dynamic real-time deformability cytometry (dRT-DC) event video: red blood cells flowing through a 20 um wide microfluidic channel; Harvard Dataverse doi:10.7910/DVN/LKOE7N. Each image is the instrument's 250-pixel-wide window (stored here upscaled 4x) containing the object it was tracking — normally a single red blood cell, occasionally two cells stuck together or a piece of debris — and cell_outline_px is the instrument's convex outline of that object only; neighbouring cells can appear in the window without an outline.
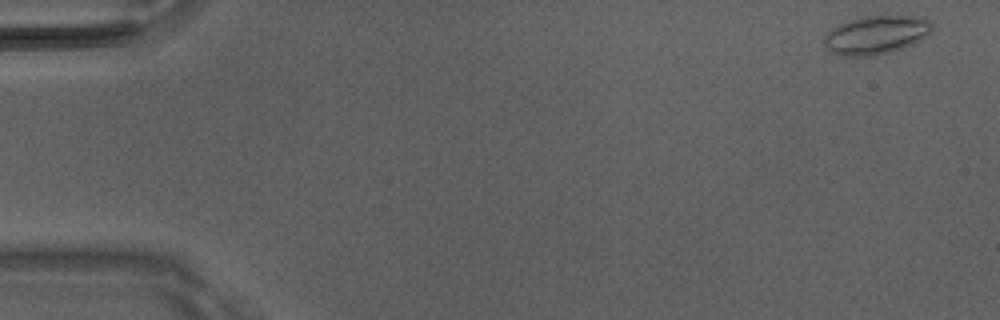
{"species": "Egyptian fruit bat (a non-hibernating species)", "species_latin": "Rousettus aegyptiacus", "temperature_condition": "room temperature", "stored_images_in_passage": 4, "camera_frame_rate_fps": 3000, "um_per_image_px": 0.085, "animal": {"sex": "male"}, "frame": {"image": 1, "passage_image": 1, "time_ms": 0.0, "image_size_px": [1000, 320], "cell_outline_px": [[932, 32], [928, 36], [912, 44], [888, 52], [872, 56], [844, 56], [828, 52], [824, 48], [824, 36], [832, 28], [840, 24], [864, 16], [924, 16], [932, 24]], "centroid_in_image_um": [74.47, 2.97], "position_along_channel_um": 10.5, "area_um2": 24.28}}